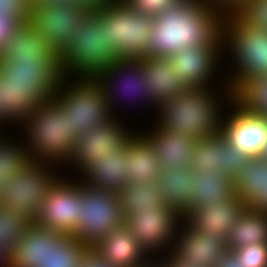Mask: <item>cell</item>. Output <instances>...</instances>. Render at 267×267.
<instances>
[{
    "mask_svg": "<svg viewBox=\"0 0 267 267\" xmlns=\"http://www.w3.org/2000/svg\"><path fill=\"white\" fill-rule=\"evenodd\" d=\"M16 126L18 128H16ZM32 161L65 166L78 138L70 132L69 113L34 80L25 90L15 125ZM64 164V165H63Z\"/></svg>",
    "mask_w": 267,
    "mask_h": 267,
    "instance_id": "cell-1",
    "label": "cell"
},
{
    "mask_svg": "<svg viewBox=\"0 0 267 267\" xmlns=\"http://www.w3.org/2000/svg\"><path fill=\"white\" fill-rule=\"evenodd\" d=\"M223 17L204 1H178L153 18L146 57L171 58L188 47H223Z\"/></svg>",
    "mask_w": 267,
    "mask_h": 267,
    "instance_id": "cell-2",
    "label": "cell"
},
{
    "mask_svg": "<svg viewBox=\"0 0 267 267\" xmlns=\"http://www.w3.org/2000/svg\"><path fill=\"white\" fill-rule=\"evenodd\" d=\"M229 100L227 86L188 87L161 104L153 121L166 132L183 133L198 141L220 129L221 115Z\"/></svg>",
    "mask_w": 267,
    "mask_h": 267,
    "instance_id": "cell-3",
    "label": "cell"
},
{
    "mask_svg": "<svg viewBox=\"0 0 267 267\" xmlns=\"http://www.w3.org/2000/svg\"><path fill=\"white\" fill-rule=\"evenodd\" d=\"M89 11L69 0H53L32 6L26 47L29 68L40 72L75 37Z\"/></svg>",
    "mask_w": 267,
    "mask_h": 267,
    "instance_id": "cell-4",
    "label": "cell"
},
{
    "mask_svg": "<svg viewBox=\"0 0 267 267\" xmlns=\"http://www.w3.org/2000/svg\"><path fill=\"white\" fill-rule=\"evenodd\" d=\"M34 80L69 113L70 132L77 138L112 116L96 78L37 72Z\"/></svg>",
    "mask_w": 267,
    "mask_h": 267,
    "instance_id": "cell-5",
    "label": "cell"
},
{
    "mask_svg": "<svg viewBox=\"0 0 267 267\" xmlns=\"http://www.w3.org/2000/svg\"><path fill=\"white\" fill-rule=\"evenodd\" d=\"M117 60L108 50L107 27L89 11L76 29L75 37L40 72L95 78Z\"/></svg>",
    "mask_w": 267,
    "mask_h": 267,
    "instance_id": "cell-6",
    "label": "cell"
},
{
    "mask_svg": "<svg viewBox=\"0 0 267 267\" xmlns=\"http://www.w3.org/2000/svg\"><path fill=\"white\" fill-rule=\"evenodd\" d=\"M222 40L224 61L230 63V71L223 69L230 93L241 82L267 74V31H259L231 13L222 19Z\"/></svg>",
    "mask_w": 267,
    "mask_h": 267,
    "instance_id": "cell-7",
    "label": "cell"
},
{
    "mask_svg": "<svg viewBox=\"0 0 267 267\" xmlns=\"http://www.w3.org/2000/svg\"><path fill=\"white\" fill-rule=\"evenodd\" d=\"M107 27L108 50L118 60L146 58L153 18L119 0L106 9L91 11Z\"/></svg>",
    "mask_w": 267,
    "mask_h": 267,
    "instance_id": "cell-8",
    "label": "cell"
},
{
    "mask_svg": "<svg viewBox=\"0 0 267 267\" xmlns=\"http://www.w3.org/2000/svg\"><path fill=\"white\" fill-rule=\"evenodd\" d=\"M124 224L117 193L80 182L78 226L73 234L88 249Z\"/></svg>",
    "mask_w": 267,
    "mask_h": 267,
    "instance_id": "cell-9",
    "label": "cell"
},
{
    "mask_svg": "<svg viewBox=\"0 0 267 267\" xmlns=\"http://www.w3.org/2000/svg\"><path fill=\"white\" fill-rule=\"evenodd\" d=\"M62 168L51 162L32 161L0 187V205L18 206L34 220L46 194L63 175Z\"/></svg>",
    "mask_w": 267,
    "mask_h": 267,
    "instance_id": "cell-10",
    "label": "cell"
},
{
    "mask_svg": "<svg viewBox=\"0 0 267 267\" xmlns=\"http://www.w3.org/2000/svg\"><path fill=\"white\" fill-rule=\"evenodd\" d=\"M95 78L102 85L112 116L120 118L121 115H118V113H121L118 111V107L120 111L126 104L129 108V102L132 107L139 106L140 102V107L143 105V108H145L146 105L145 109L148 106V108L153 109L152 112L156 113L157 110L150 104L151 93L146 88L143 77V60H117ZM120 103L124 105L121 106Z\"/></svg>",
    "mask_w": 267,
    "mask_h": 267,
    "instance_id": "cell-11",
    "label": "cell"
},
{
    "mask_svg": "<svg viewBox=\"0 0 267 267\" xmlns=\"http://www.w3.org/2000/svg\"><path fill=\"white\" fill-rule=\"evenodd\" d=\"M183 216L164 201L156 208L132 212L124 224L132 231L140 246L152 258L170 252Z\"/></svg>",
    "mask_w": 267,
    "mask_h": 267,
    "instance_id": "cell-12",
    "label": "cell"
},
{
    "mask_svg": "<svg viewBox=\"0 0 267 267\" xmlns=\"http://www.w3.org/2000/svg\"><path fill=\"white\" fill-rule=\"evenodd\" d=\"M126 123L123 118L111 116L103 123L84 131L78 137L69 162L63 166L69 173L68 170L72 167V175L63 174L76 177L92 161L98 162L99 157L113 154L135 132V129L132 131L133 127L129 128Z\"/></svg>",
    "mask_w": 267,
    "mask_h": 267,
    "instance_id": "cell-13",
    "label": "cell"
},
{
    "mask_svg": "<svg viewBox=\"0 0 267 267\" xmlns=\"http://www.w3.org/2000/svg\"><path fill=\"white\" fill-rule=\"evenodd\" d=\"M79 197L80 181L63 174L41 202L33 223L72 237L78 226Z\"/></svg>",
    "mask_w": 267,
    "mask_h": 267,
    "instance_id": "cell-14",
    "label": "cell"
},
{
    "mask_svg": "<svg viewBox=\"0 0 267 267\" xmlns=\"http://www.w3.org/2000/svg\"><path fill=\"white\" fill-rule=\"evenodd\" d=\"M168 60L176 75L188 87L208 88L213 84L227 86L225 74L221 73V65L225 64L223 47H188L176 52ZM218 77L220 80L223 78L216 84Z\"/></svg>",
    "mask_w": 267,
    "mask_h": 267,
    "instance_id": "cell-15",
    "label": "cell"
},
{
    "mask_svg": "<svg viewBox=\"0 0 267 267\" xmlns=\"http://www.w3.org/2000/svg\"><path fill=\"white\" fill-rule=\"evenodd\" d=\"M220 130L240 152L260 157L267 140V117L244 112L230 99L221 115Z\"/></svg>",
    "mask_w": 267,
    "mask_h": 267,
    "instance_id": "cell-16",
    "label": "cell"
},
{
    "mask_svg": "<svg viewBox=\"0 0 267 267\" xmlns=\"http://www.w3.org/2000/svg\"><path fill=\"white\" fill-rule=\"evenodd\" d=\"M250 159L249 155L234 147L219 129L213 135L195 142L189 168L197 174H207L214 170L234 178Z\"/></svg>",
    "mask_w": 267,
    "mask_h": 267,
    "instance_id": "cell-17",
    "label": "cell"
},
{
    "mask_svg": "<svg viewBox=\"0 0 267 267\" xmlns=\"http://www.w3.org/2000/svg\"><path fill=\"white\" fill-rule=\"evenodd\" d=\"M227 250L222 235L194 230L183 220L176 231L170 253L182 264L214 267Z\"/></svg>",
    "mask_w": 267,
    "mask_h": 267,
    "instance_id": "cell-18",
    "label": "cell"
},
{
    "mask_svg": "<svg viewBox=\"0 0 267 267\" xmlns=\"http://www.w3.org/2000/svg\"><path fill=\"white\" fill-rule=\"evenodd\" d=\"M35 75L27 66L0 61V131L9 125L14 129L22 97Z\"/></svg>",
    "mask_w": 267,
    "mask_h": 267,
    "instance_id": "cell-19",
    "label": "cell"
},
{
    "mask_svg": "<svg viewBox=\"0 0 267 267\" xmlns=\"http://www.w3.org/2000/svg\"><path fill=\"white\" fill-rule=\"evenodd\" d=\"M241 198H222L219 203L192 207L183 220L194 230L218 233L226 238L230 228L245 210Z\"/></svg>",
    "mask_w": 267,
    "mask_h": 267,
    "instance_id": "cell-20",
    "label": "cell"
},
{
    "mask_svg": "<svg viewBox=\"0 0 267 267\" xmlns=\"http://www.w3.org/2000/svg\"><path fill=\"white\" fill-rule=\"evenodd\" d=\"M128 139L111 155L89 163L76 178L87 186L118 193L127 184Z\"/></svg>",
    "mask_w": 267,
    "mask_h": 267,
    "instance_id": "cell-21",
    "label": "cell"
},
{
    "mask_svg": "<svg viewBox=\"0 0 267 267\" xmlns=\"http://www.w3.org/2000/svg\"><path fill=\"white\" fill-rule=\"evenodd\" d=\"M68 237L56 231L37 227L33 223L10 253V267H36L42 264Z\"/></svg>",
    "mask_w": 267,
    "mask_h": 267,
    "instance_id": "cell-22",
    "label": "cell"
},
{
    "mask_svg": "<svg viewBox=\"0 0 267 267\" xmlns=\"http://www.w3.org/2000/svg\"><path fill=\"white\" fill-rule=\"evenodd\" d=\"M149 128V130H148ZM138 129L156 151L161 166L186 168L192 162V147L196 140L179 132H166L154 121L150 127Z\"/></svg>",
    "mask_w": 267,
    "mask_h": 267,
    "instance_id": "cell-23",
    "label": "cell"
},
{
    "mask_svg": "<svg viewBox=\"0 0 267 267\" xmlns=\"http://www.w3.org/2000/svg\"><path fill=\"white\" fill-rule=\"evenodd\" d=\"M93 250L115 267H138L151 258L125 224L105 236Z\"/></svg>",
    "mask_w": 267,
    "mask_h": 267,
    "instance_id": "cell-24",
    "label": "cell"
},
{
    "mask_svg": "<svg viewBox=\"0 0 267 267\" xmlns=\"http://www.w3.org/2000/svg\"><path fill=\"white\" fill-rule=\"evenodd\" d=\"M233 180L235 194L246 209L267 213V160L251 157Z\"/></svg>",
    "mask_w": 267,
    "mask_h": 267,
    "instance_id": "cell-25",
    "label": "cell"
},
{
    "mask_svg": "<svg viewBox=\"0 0 267 267\" xmlns=\"http://www.w3.org/2000/svg\"><path fill=\"white\" fill-rule=\"evenodd\" d=\"M143 77L146 82V88L151 93L150 104L156 110L166 100L188 88L172 69L168 58H144Z\"/></svg>",
    "mask_w": 267,
    "mask_h": 267,
    "instance_id": "cell-26",
    "label": "cell"
},
{
    "mask_svg": "<svg viewBox=\"0 0 267 267\" xmlns=\"http://www.w3.org/2000/svg\"><path fill=\"white\" fill-rule=\"evenodd\" d=\"M160 168L156 151L137 128L128 138L127 184L157 180Z\"/></svg>",
    "mask_w": 267,
    "mask_h": 267,
    "instance_id": "cell-27",
    "label": "cell"
},
{
    "mask_svg": "<svg viewBox=\"0 0 267 267\" xmlns=\"http://www.w3.org/2000/svg\"><path fill=\"white\" fill-rule=\"evenodd\" d=\"M193 169L161 166L156 185L161 199L184 216L189 211Z\"/></svg>",
    "mask_w": 267,
    "mask_h": 267,
    "instance_id": "cell-28",
    "label": "cell"
},
{
    "mask_svg": "<svg viewBox=\"0 0 267 267\" xmlns=\"http://www.w3.org/2000/svg\"><path fill=\"white\" fill-rule=\"evenodd\" d=\"M233 177L212 170L207 174L194 173L191 176L190 205L201 207L219 203L222 198H236Z\"/></svg>",
    "mask_w": 267,
    "mask_h": 267,
    "instance_id": "cell-29",
    "label": "cell"
},
{
    "mask_svg": "<svg viewBox=\"0 0 267 267\" xmlns=\"http://www.w3.org/2000/svg\"><path fill=\"white\" fill-rule=\"evenodd\" d=\"M27 28L14 16L0 13V61L29 67Z\"/></svg>",
    "mask_w": 267,
    "mask_h": 267,
    "instance_id": "cell-30",
    "label": "cell"
},
{
    "mask_svg": "<svg viewBox=\"0 0 267 267\" xmlns=\"http://www.w3.org/2000/svg\"><path fill=\"white\" fill-rule=\"evenodd\" d=\"M225 243L229 250L255 243L267 244V213L245 209L230 228Z\"/></svg>",
    "mask_w": 267,
    "mask_h": 267,
    "instance_id": "cell-31",
    "label": "cell"
},
{
    "mask_svg": "<svg viewBox=\"0 0 267 267\" xmlns=\"http://www.w3.org/2000/svg\"><path fill=\"white\" fill-rule=\"evenodd\" d=\"M117 195L124 220L136 210L156 208L163 201L156 180L128 183Z\"/></svg>",
    "mask_w": 267,
    "mask_h": 267,
    "instance_id": "cell-32",
    "label": "cell"
},
{
    "mask_svg": "<svg viewBox=\"0 0 267 267\" xmlns=\"http://www.w3.org/2000/svg\"><path fill=\"white\" fill-rule=\"evenodd\" d=\"M230 99L244 112L267 117V74L241 82Z\"/></svg>",
    "mask_w": 267,
    "mask_h": 267,
    "instance_id": "cell-33",
    "label": "cell"
},
{
    "mask_svg": "<svg viewBox=\"0 0 267 267\" xmlns=\"http://www.w3.org/2000/svg\"><path fill=\"white\" fill-rule=\"evenodd\" d=\"M0 133V187L5 185L19 171L24 170L32 160L28 151L25 149L23 142L12 139V136ZM5 135V136H4ZM2 136V137H1ZM9 138V139H8ZM12 140V141H11Z\"/></svg>",
    "mask_w": 267,
    "mask_h": 267,
    "instance_id": "cell-34",
    "label": "cell"
},
{
    "mask_svg": "<svg viewBox=\"0 0 267 267\" xmlns=\"http://www.w3.org/2000/svg\"><path fill=\"white\" fill-rule=\"evenodd\" d=\"M33 220L18 206L0 205V245L10 253Z\"/></svg>",
    "mask_w": 267,
    "mask_h": 267,
    "instance_id": "cell-35",
    "label": "cell"
},
{
    "mask_svg": "<svg viewBox=\"0 0 267 267\" xmlns=\"http://www.w3.org/2000/svg\"><path fill=\"white\" fill-rule=\"evenodd\" d=\"M88 250L73 237H68L49 257L36 267H79L80 261Z\"/></svg>",
    "mask_w": 267,
    "mask_h": 267,
    "instance_id": "cell-36",
    "label": "cell"
},
{
    "mask_svg": "<svg viewBox=\"0 0 267 267\" xmlns=\"http://www.w3.org/2000/svg\"><path fill=\"white\" fill-rule=\"evenodd\" d=\"M234 14L259 31H267V0H247Z\"/></svg>",
    "mask_w": 267,
    "mask_h": 267,
    "instance_id": "cell-37",
    "label": "cell"
},
{
    "mask_svg": "<svg viewBox=\"0 0 267 267\" xmlns=\"http://www.w3.org/2000/svg\"><path fill=\"white\" fill-rule=\"evenodd\" d=\"M246 267H267V244H251L232 250Z\"/></svg>",
    "mask_w": 267,
    "mask_h": 267,
    "instance_id": "cell-38",
    "label": "cell"
},
{
    "mask_svg": "<svg viewBox=\"0 0 267 267\" xmlns=\"http://www.w3.org/2000/svg\"><path fill=\"white\" fill-rule=\"evenodd\" d=\"M0 13L16 17L26 28L32 14L30 0H0Z\"/></svg>",
    "mask_w": 267,
    "mask_h": 267,
    "instance_id": "cell-39",
    "label": "cell"
},
{
    "mask_svg": "<svg viewBox=\"0 0 267 267\" xmlns=\"http://www.w3.org/2000/svg\"><path fill=\"white\" fill-rule=\"evenodd\" d=\"M136 11L152 18L181 0H123Z\"/></svg>",
    "mask_w": 267,
    "mask_h": 267,
    "instance_id": "cell-40",
    "label": "cell"
},
{
    "mask_svg": "<svg viewBox=\"0 0 267 267\" xmlns=\"http://www.w3.org/2000/svg\"><path fill=\"white\" fill-rule=\"evenodd\" d=\"M215 8L223 16L235 13L247 0H201Z\"/></svg>",
    "mask_w": 267,
    "mask_h": 267,
    "instance_id": "cell-41",
    "label": "cell"
},
{
    "mask_svg": "<svg viewBox=\"0 0 267 267\" xmlns=\"http://www.w3.org/2000/svg\"><path fill=\"white\" fill-rule=\"evenodd\" d=\"M79 267H115L103 259L93 249H88L80 261Z\"/></svg>",
    "mask_w": 267,
    "mask_h": 267,
    "instance_id": "cell-42",
    "label": "cell"
},
{
    "mask_svg": "<svg viewBox=\"0 0 267 267\" xmlns=\"http://www.w3.org/2000/svg\"><path fill=\"white\" fill-rule=\"evenodd\" d=\"M160 267H204L203 265L182 264V262L173 256L170 252L152 257Z\"/></svg>",
    "mask_w": 267,
    "mask_h": 267,
    "instance_id": "cell-43",
    "label": "cell"
},
{
    "mask_svg": "<svg viewBox=\"0 0 267 267\" xmlns=\"http://www.w3.org/2000/svg\"><path fill=\"white\" fill-rule=\"evenodd\" d=\"M214 267H246L232 250H227Z\"/></svg>",
    "mask_w": 267,
    "mask_h": 267,
    "instance_id": "cell-44",
    "label": "cell"
},
{
    "mask_svg": "<svg viewBox=\"0 0 267 267\" xmlns=\"http://www.w3.org/2000/svg\"><path fill=\"white\" fill-rule=\"evenodd\" d=\"M71 1L80 4L88 11H96V10L106 9L109 5L119 0H71Z\"/></svg>",
    "mask_w": 267,
    "mask_h": 267,
    "instance_id": "cell-45",
    "label": "cell"
},
{
    "mask_svg": "<svg viewBox=\"0 0 267 267\" xmlns=\"http://www.w3.org/2000/svg\"><path fill=\"white\" fill-rule=\"evenodd\" d=\"M0 267H10V252L0 245Z\"/></svg>",
    "mask_w": 267,
    "mask_h": 267,
    "instance_id": "cell-46",
    "label": "cell"
},
{
    "mask_svg": "<svg viewBox=\"0 0 267 267\" xmlns=\"http://www.w3.org/2000/svg\"><path fill=\"white\" fill-rule=\"evenodd\" d=\"M138 267H160V266L153 258H150L145 264Z\"/></svg>",
    "mask_w": 267,
    "mask_h": 267,
    "instance_id": "cell-47",
    "label": "cell"
},
{
    "mask_svg": "<svg viewBox=\"0 0 267 267\" xmlns=\"http://www.w3.org/2000/svg\"><path fill=\"white\" fill-rule=\"evenodd\" d=\"M262 159L267 160V140L265 141L263 150L261 152V156Z\"/></svg>",
    "mask_w": 267,
    "mask_h": 267,
    "instance_id": "cell-48",
    "label": "cell"
},
{
    "mask_svg": "<svg viewBox=\"0 0 267 267\" xmlns=\"http://www.w3.org/2000/svg\"><path fill=\"white\" fill-rule=\"evenodd\" d=\"M30 1H31L32 6H33V5H38L42 2H48V1H53V0H30ZM69 1H71V0H69Z\"/></svg>",
    "mask_w": 267,
    "mask_h": 267,
    "instance_id": "cell-49",
    "label": "cell"
}]
</instances>
